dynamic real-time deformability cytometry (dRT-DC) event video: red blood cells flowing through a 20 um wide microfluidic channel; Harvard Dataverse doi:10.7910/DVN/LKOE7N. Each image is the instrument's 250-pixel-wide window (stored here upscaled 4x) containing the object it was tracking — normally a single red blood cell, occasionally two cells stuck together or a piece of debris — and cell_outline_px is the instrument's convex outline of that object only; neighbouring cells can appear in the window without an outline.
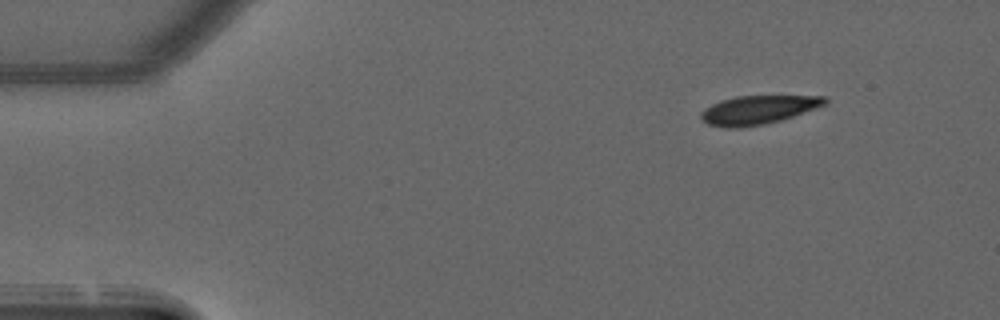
{"species": "common noctule bat (a hibernating species)", "species_latin": "Nyctalus noctula", "temperature_condition": "warm", "stored_images_in_passage": 46, "camera_frame_rate_fps": 3000, "um_per_image_px": 0.085, "animal": {"sex": "male", "forearm_length_mm": 52.5}, "frame": {"image": 1, "passage_image": 1, "time_ms": 0.0, "image_size_px": [1000, 320], "cell_outline_px": [[828, 100], [824, 104], [792, 116], [780, 120], [764, 124], [740, 128], [728, 128], [708, 124], [700, 116], [700, 112], [704, 108], [720, 100], [736, 96], [824, 96]], "centroid_in_image_um": [64.37, 9.33], "position_along_channel_um": 20.6, "area_um2": 20.4}}
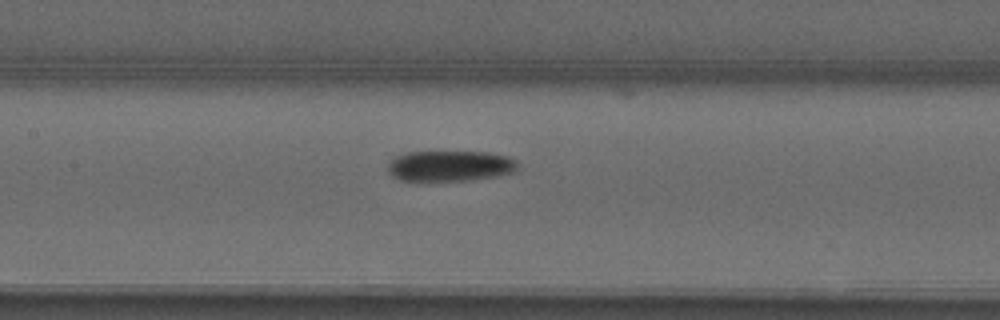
{"frame": {"image": 2, "passage_image": 19, "time_ms": 6.0, "image_size_px": [1000, 320], "cell_outline_px": [[516, 172], [496, 176], [468, 180], [400, 180], [392, 176], [388, 172], [388, 160], [396, 156], [408, 152], [488, 152], [508, 156], [516, 160]], "centroid_in_image_um": [38.24, 14.09], "position_along_channel_um": 169.2, "area_um2": 23.18}}
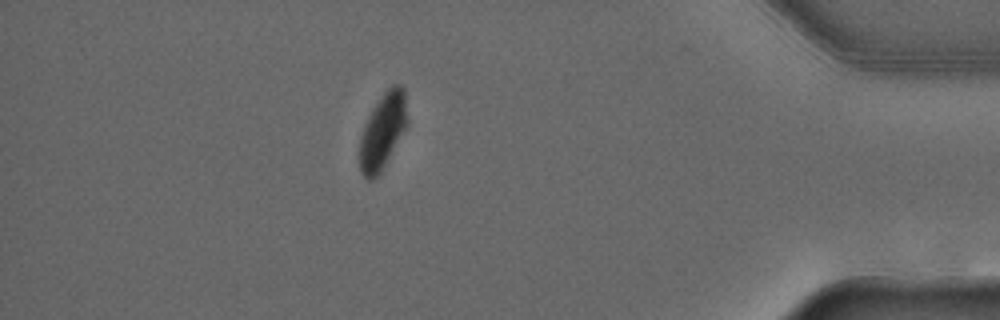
{"frame": {"image": 3, "passage_image": 40, "time_ms": 13.0, "image_size_px": [1000, 320], "cell_outline_px": [[408, 124], [380, 172], [372, 180], [368, 180], [360, 172], [360, 136], [364, 124], [372, 108], [384, 92], [392, 84], [400, 84], [404, 88], [408, 120]], "centroid_in_image_um": [32.53, 11.1], "position_along_channel_um": 402.7, "area_um2": 20.92}}